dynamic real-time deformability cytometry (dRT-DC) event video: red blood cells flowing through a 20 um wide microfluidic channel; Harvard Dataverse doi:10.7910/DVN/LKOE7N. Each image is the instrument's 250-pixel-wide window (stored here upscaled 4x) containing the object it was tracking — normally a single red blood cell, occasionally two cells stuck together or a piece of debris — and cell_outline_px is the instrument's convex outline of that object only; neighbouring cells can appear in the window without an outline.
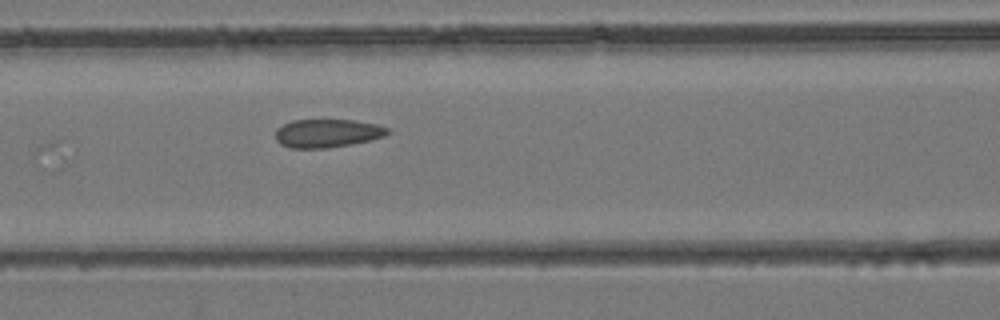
{"species": "common noctule bat (a hibernating species)", "species_latin": "Nyctalus noctula", "temperature_condition": "room temperature", "stored_images_in_passage": 7, "camera_frame_rate_fps": 3000, "um_per_image_px": 0.085, "animal": {"sex": "female", "body_mass_g": 24.6, "forearm_length_mm": 56.2}, "frame": {"image": 1, "passage_image": 7, "time_ms": 8.333, "image_size_px": [1000, 320], "cell_outline_px": [[392, 132], [384, 136], [368, 140], [328, 148], [288, 148], [280, 144], [276, 140], [276, 128], [292, 120], [352, 120], [376, 124], [392, 128]], "centroid_in_image_um": [27.82, 11.32], "position_along_channel_um": 138.8, "area_um2": 18.55}}